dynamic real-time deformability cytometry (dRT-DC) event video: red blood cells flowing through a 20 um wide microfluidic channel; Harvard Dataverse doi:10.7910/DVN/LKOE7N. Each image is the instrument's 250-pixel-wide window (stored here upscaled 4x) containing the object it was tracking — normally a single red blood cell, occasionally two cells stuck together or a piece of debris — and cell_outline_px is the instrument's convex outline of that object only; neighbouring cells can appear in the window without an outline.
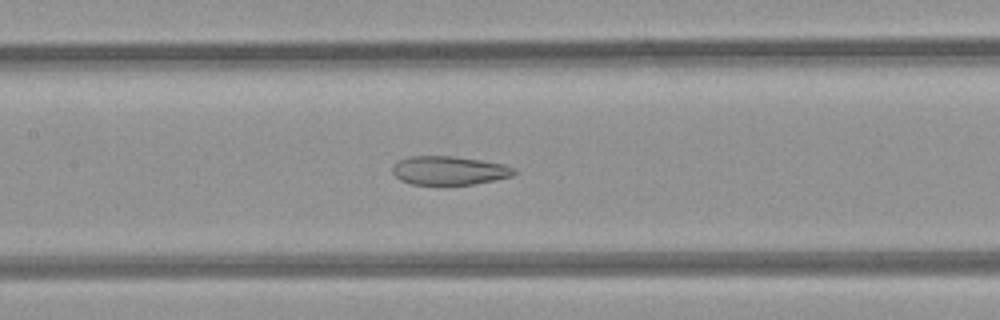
{"species": "common noctule bat (a hibernating species)", "species_latin": "Nyctalus noctula", "temperature_condition": "room temperature", "stored_images_in_passage": 48, "camera_frame_rate_fps": 3000, "um_per_image_px": 0.085, "animal": {"sex": "female", "body_mass_g": 21.9}, "frame": {"image": 1, "passage_image": 20, "time_ms": 6.333, "image_size_px": [1000, 320], "cell_outline_px": [[516, 172], [512, 176], [496, 180], [472, 184], [412, 184], [400, 180], [392, 172], [392, 168], [400, 160], [412, 156], [452, 156], [480, 160], [504, 164], [516, 168]], "centroid_in_image_um": [38.21, 14.49], "position_along_channel_um": 169.2, "area_um2": 20.17}}
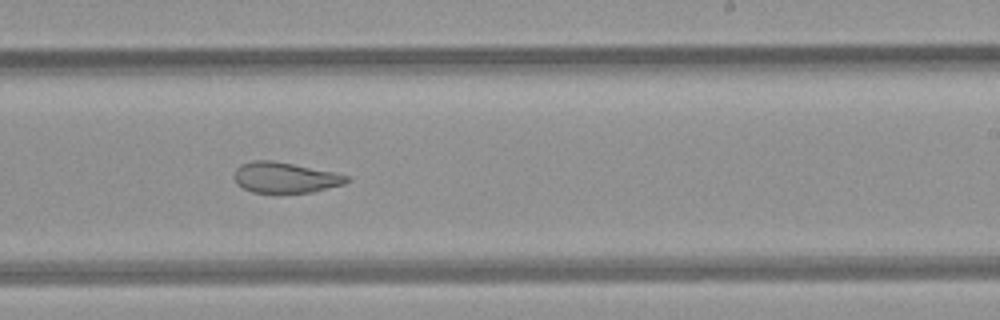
{"frame": {"image": 2, "passage_image": 27, "time_ms": 8.667, "image_size_px": [1000, 320], "cell_outline_px": [[352, 180], [344, 184], [312, 192], [252, 192], [236, 184], [236, 168], [240, 164], [252, 160], [272, 160], [332, 172], [348, 176]], "centroid_in_image_um": [24.23, 15.09], "position_along_channel_um": 264.8, "area_um2": 19.77}}
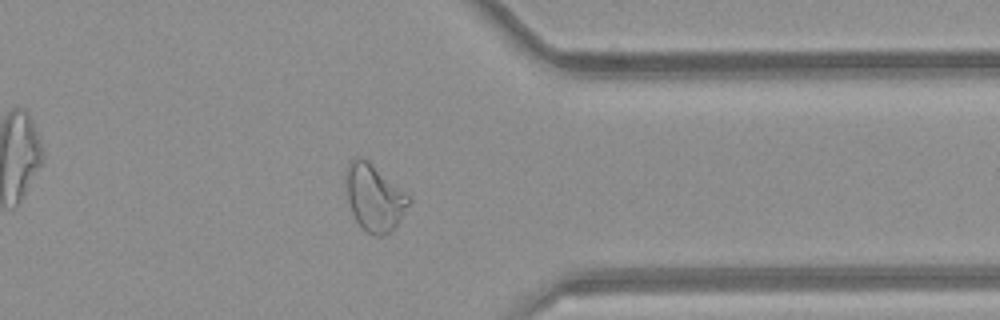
{"frame": {"image": 3, "passage_image": 36, "time_ms": 11.667, "image_size_px": [1000, 320], "cell_outline_px": [[412, 200], [400, 220], [392, 232], [384, 236], [376, 236], [368, 232], [356, 220], [352, 212], [348, 200], [344, 184], [344, 180], [348, 164], [356, 156], [368, 160], [408, 192], [412, 196]], "centroid_in_image_um": [31.85, 16.78], "position_along_channel_um": 379.6, "area_um2": 24.91}, "authors_computed_cell_mechanics": {"area_um2": 26.1834, "velocity_mm_per_s": 4.1201, "shape_relaxation_time_tau1_ms": null, "shape_relaxation_time_tau2_ms": 2.2583, "deformation_change_tau1": null, "deformation_change_tau2": 0.1014}}